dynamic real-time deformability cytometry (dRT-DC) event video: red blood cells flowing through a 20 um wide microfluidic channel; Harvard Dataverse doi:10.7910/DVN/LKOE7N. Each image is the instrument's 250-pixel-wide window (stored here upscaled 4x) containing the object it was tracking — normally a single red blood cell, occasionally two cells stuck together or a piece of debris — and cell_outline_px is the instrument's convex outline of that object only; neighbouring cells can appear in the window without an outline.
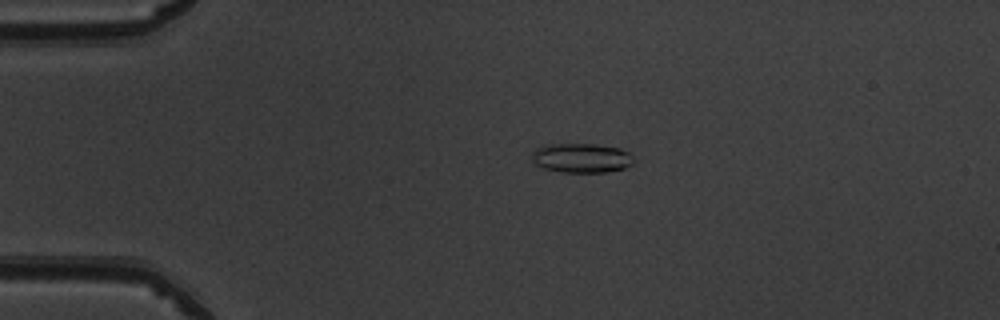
{"species": "common noctule bat (a hibernating species)", "species_latin": "Nyctalus noctula", "temperature_condition": "warm", "stored_images_in_passage": 52, "camera_frame_rate_fps": 3000, "um_per_image_px": 0.085, "animal": {"sex": "male", "body_mass_g": 19.5, "forearm_length_mm": 54.6}, "frame": {"image": 1, "passage_image": 12, "time_ms": 3.667, "image_size_px": [1000, 320], "cell_outline_px": [[636, 160], [632, 164], [624, 168], [608, 172], [564, 172], [544, 168], [536, 164], [532, 160], [532, 152], [536, 148], [544, 144], [596, 144], [620, 148], [628, 152]], "centroid_in_image_um": [49.44, 13.42], "position_along_channel_um": 35.6, "area_um2": 17.57}}
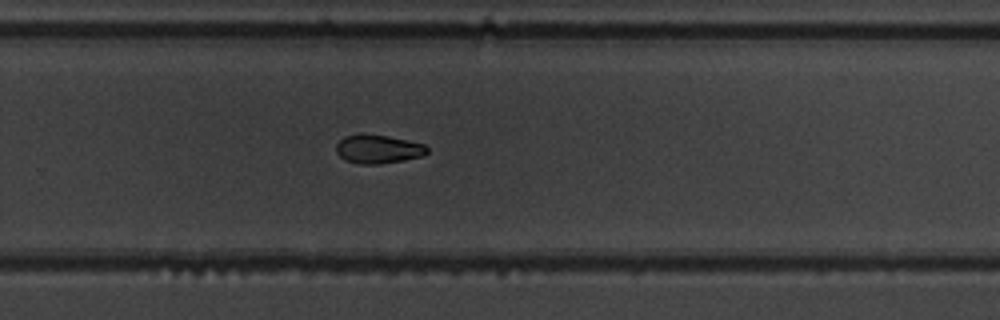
{"frame": {"image": 2, "passage_image": 35, "time_ms": 11.333, "image_size_px": [1000, 320], "cell_outline_px": [[428, 152], [424, 156], [404, 160], [380, 164], [360, 164], [344, 160], [336, 152], [336, 144], [344, 136], [360, 132], [388, 136], [424, 144], [428, 148]], "centroid_in_image_um": [32.12, 12.66], "position_along_channel_um": 297.7, "area_um2": 15.49}}
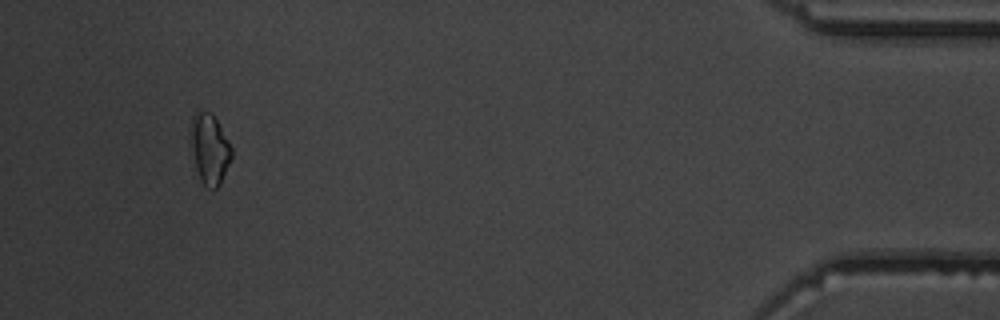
{"frame": {"image": 3, "passage_image": 49, "time_ms": 16.0, "image_size_px": [1000, 320], "cell_outline_px": [[232, 156], [220, 184], [216, 188], [212, 188], [204, 184], [200, 180], [188, 144], [188, 132], [192, 116], [196, 108], [212, 112], [228, 140], [232, 148]], "centroid_in_image_um": [17.75, 12.56], "position_along_channel_um": 417.5, "area_um2": 17.34}, "authors_computed_cell_mechanics": {"area_um2": 16.1262, "velocity_mm_per_s": 3.9896, "shape_relaxation_time_tau1_ms": 7.8787, "shape_relaxation_time_tau2_ms": 5.5978, "deformation_change_tau1": 0.1799, "deformation_change_tau2": 0.1086}}